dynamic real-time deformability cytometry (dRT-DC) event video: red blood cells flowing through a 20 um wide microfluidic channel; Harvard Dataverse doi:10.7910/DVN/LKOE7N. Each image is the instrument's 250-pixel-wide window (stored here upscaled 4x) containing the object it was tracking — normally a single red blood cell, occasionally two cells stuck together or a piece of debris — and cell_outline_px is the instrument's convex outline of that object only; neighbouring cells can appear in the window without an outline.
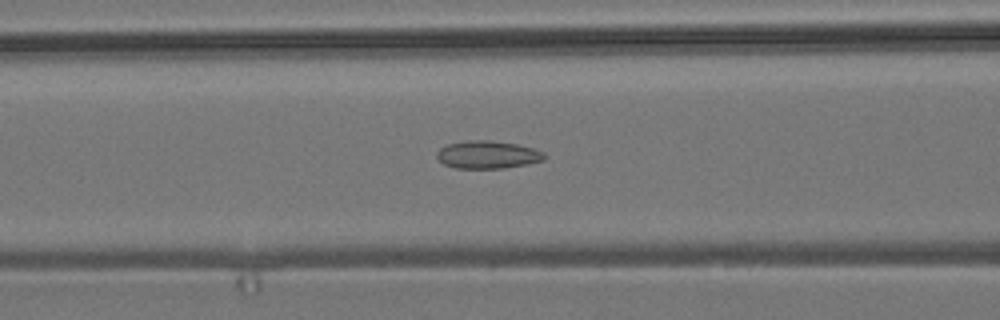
{"species": "common noctule bat (a hibernating species)", "species_latin": "Nyctalus noctula", "temperature_condition": "room temperature", "stored_images_in_passage": 45, "camera_frame_rate_fps": 3000, "um_per_image_px": 0.085, "animal": {"sex": "male", "body_mass_g": 19.2, "forearm_length_mm": 51.8}, "frame": {"image": 1, "passage_image": 12, "time_ms": 3.667, "image_size_px": [1000, 320], "cell_outline_px": [[548, 156], [544, 160], [528, 164], [504, 168], [456, 168], [444, 164], [436, 156], [436, 152], [440, 148], [448, 144], [468, 140], [492, 140], [516, 144], [532, 148], [544, 152]], "centroid_in_image_um": [41.47, 13.15], "position_along_channel_um": 125.1, "area_um2": 17.46}}
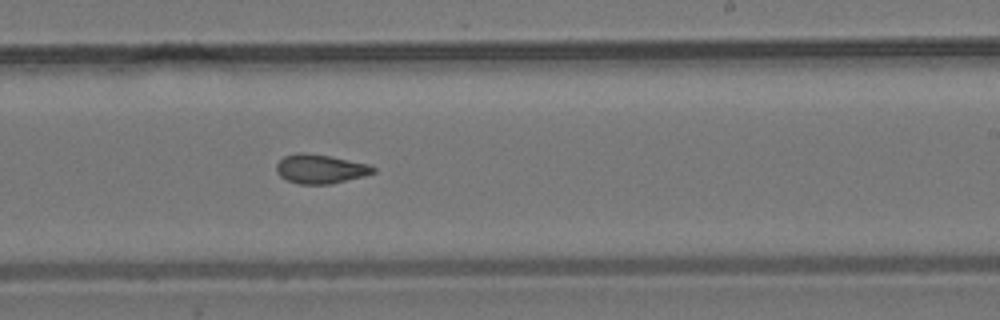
{"frame": {"image": 2, "passage_image": 23, "time_ms": 7.333, "image_size_px": [1000, 320], "cell_outline_px": [[376, 172], [364, 176], [332, 184], [300, 184], [288, 180], [280, 176], [276, 172], [276, 164], [284, 156], [300, 152], [304, 152], [328, 156], [368, 164], [376, 168]], "centroid_in_image_um": [27.23, 14.36], "position_along_channel_um": 261.8, "area_um2": 16.36}}
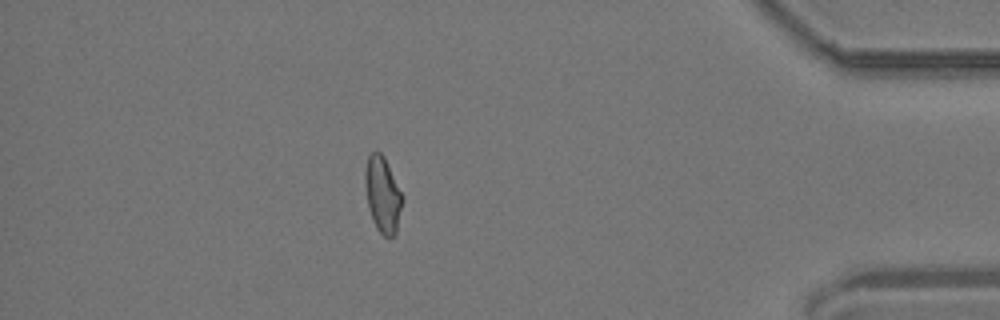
{"frame": {"image": 3, "passage_image": 38, "time_ms": 12.333, "image_size_px": [1000, 320], "cell_outline_px": [[404, 200], [396, 232], [392, 236], [384, 236], [376, 228], [372, 220], [368, 204], [364, 184], [364, 172], [368, 156], [376, 148], [384, 156], [404, 196]], "centroid_in_image_um": [32.53, 16.5], "position_along_channel_um": 402.7, "area_um2": 16.76}, "authors_computed_cell_mechanics": {"area_um2": 16.473, "velocity_mm_per_s": 3.7288, "shape_relaxation_time_tau1_ms": null, "shape_relaxation_time_tau2_ms": 2.3545, "deformation_change_tau1": null, "deformation_change_tau2": 0.085}}